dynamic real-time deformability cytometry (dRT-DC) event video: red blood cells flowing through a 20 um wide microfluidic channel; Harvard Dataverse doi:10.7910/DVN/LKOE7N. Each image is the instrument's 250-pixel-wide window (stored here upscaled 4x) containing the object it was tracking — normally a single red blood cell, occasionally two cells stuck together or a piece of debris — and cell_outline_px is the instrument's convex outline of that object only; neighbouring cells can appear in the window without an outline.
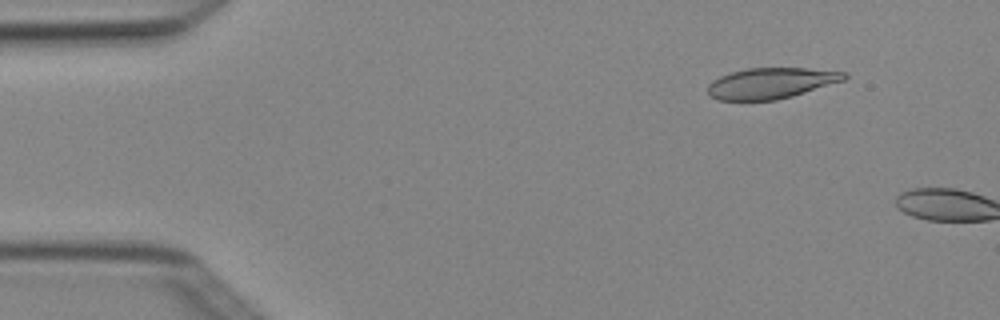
{"species": "Egyptian fruit bat (a non-hibernating species)", "species_latin": "Rousettus aegyptiacus", "temperature_condition": "cold", "stored_images_in_passage": 3, "camera_frame_rate_fps": 3000, "um_per_image_px": 0.085, "animal": {"sex": "female"}, "frame": {"image": 1, "passage_image": 2, "time_ms": 0.333, "image_size_px": [1000, 320], "cell_outline_px": [[848, 76], [844, 80], [792, 96], [776, 100], [716, 100], [708, 96], [708, 84], [712, 80], [720, 76], [732, 72], [748, 68], [804, 68], [848, 72]], "centroid_in_image_um": [65.51, 7.07], "position_along_channel_um": 19.5, "area_um2": 24.51}}